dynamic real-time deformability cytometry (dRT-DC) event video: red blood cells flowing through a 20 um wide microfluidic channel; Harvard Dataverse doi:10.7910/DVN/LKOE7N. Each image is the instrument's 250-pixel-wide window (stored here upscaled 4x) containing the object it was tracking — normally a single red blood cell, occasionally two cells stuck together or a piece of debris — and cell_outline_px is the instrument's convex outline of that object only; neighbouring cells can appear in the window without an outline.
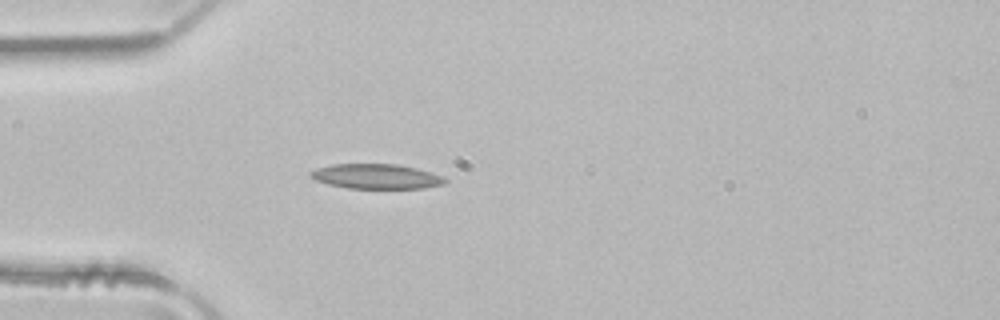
{"species": "common noctule bat (a hibernating species)", "species_latin": "Nyctalus noctula", "temperature_condition": "room temperature", "stored_images_in_passage": 5, "camera_frame_rate_fps": 3000, "um_per_image_px": 0.085, "animal": {"sex": "male", "body_mass_g": 21.5, "forearm_length_mm": 52.0}, "frame": {"image": 1, "passage_image": 5, "time_ms": 1.333, "image_size_px": [1000, 320], "cell_outline_px": [[448, 184], [424, 188], [348, 188], [328, 184], [316, 180], [308, 176], [308, 172], [316, 168], [332, 164], [396, 164], [416, 168], [444, 176], [448, 180]], "centroid_in_image_um": [32.0, 14.99], "position_along_channel_um": 53.0, "area_um2": 19.65}}